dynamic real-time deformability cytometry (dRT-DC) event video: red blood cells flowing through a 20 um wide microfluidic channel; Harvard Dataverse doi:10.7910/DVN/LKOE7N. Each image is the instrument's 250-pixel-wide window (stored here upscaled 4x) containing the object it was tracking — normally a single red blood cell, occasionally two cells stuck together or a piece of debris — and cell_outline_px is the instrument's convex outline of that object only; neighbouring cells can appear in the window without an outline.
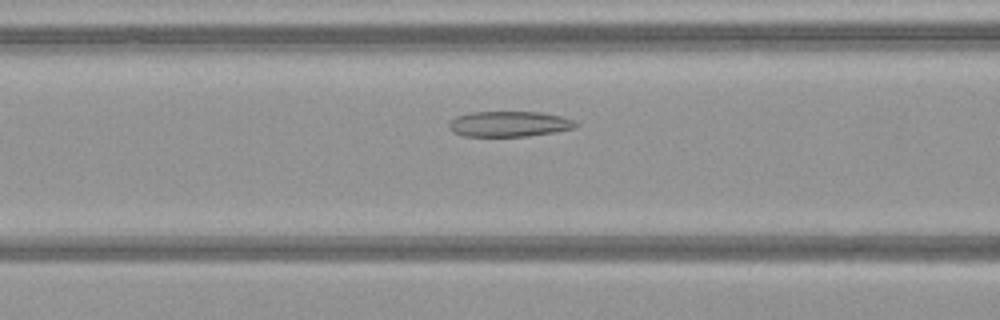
{"species": "common noctule bat (a hibernating species)", "species_latin": "Nyctalus noctula", "temperature_condition": "warm", "stored_images_in_passage": 45, "camera_frame_rate_fps": 3000, "um_per_image_px": 0.085, "animal": {"sex": "female", "body_mass_g": 21.9}, "frame": {"image": 1, "passage_image": 15, "time_ms": 4.667, "image_size_px": [1000, 320], "cell_outline_px": [[580, 124], [576, 128], [556, 132], [528, 136], [464, 136], [452, 132], [448, 128], [448, 124], [456, 116], [472, 112], [540, 112], [564, 116], [576, 120]], "centroid_in_image_um": [43.34, 10.54], "position_along_channel_um": 123.3, "area_um2": 19.13}}
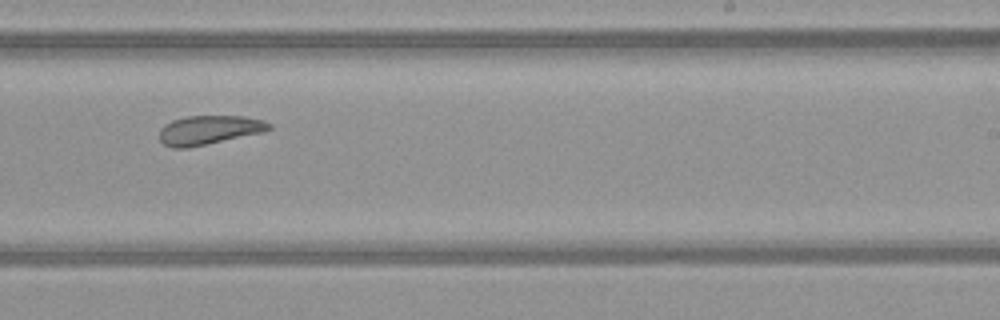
{"frame": {"image": 2, "passage_image": 26, "time_ms": 8.333, "image_size_px": [1000, 320], "cell_outline_px": [[272, 128], [264, 132], [188, 148], [172, 148], [164, 144], [160, 140], [160, 128], [164, 124], [172, 120], [188, 116], [244, 116], [264, 120], [272, 124]], "centroid_in_image_um": [17.78, 11.05], "position_along_channel_um": 271.2, "area_um2": 18.67}}
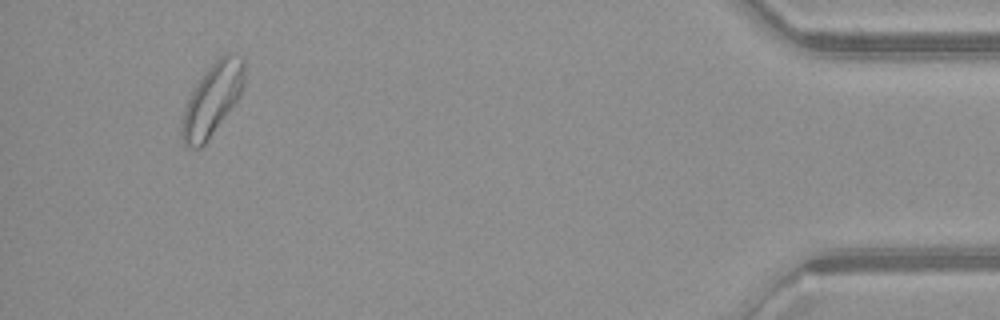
{"frame": {"image": 3, "passage_image": 42, "time_ms": 13.667, "image_size_px": [1000, 320], "cell_outline_px": [[244, 84], [240, 96], [208, 140], [200, 148], [188, 148], [184, 144], [180, 136], [180, 128], [184, 108], [196, 84], [208, 68], [224, 52], [228, 52], [244, 56]], "centroid_in_image_um": [18.04, 8.45], "position_along_channel_um": 417.2, "area_um2": 26.3}, "authors_computed_cell_mechanics": {"area_um2": 22.0218, "velocity_mm_per_s": 4.0389, "shape_relaxation_time_tau1_ms": null, "shape_relaxation_time_tau2_ms": 2.4213, "deformation_change_tau1": null, "deformation_change_tau2": 0.0938}}